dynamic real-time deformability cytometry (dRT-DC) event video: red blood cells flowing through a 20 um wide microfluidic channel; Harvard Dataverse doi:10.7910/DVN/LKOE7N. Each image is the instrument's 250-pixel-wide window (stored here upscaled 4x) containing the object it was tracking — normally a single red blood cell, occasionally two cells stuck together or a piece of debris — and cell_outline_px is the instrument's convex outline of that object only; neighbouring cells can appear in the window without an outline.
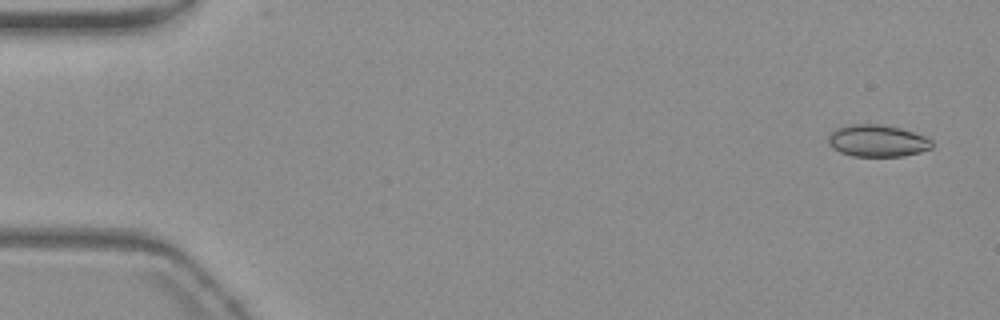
{"species": "common noctule bat (a hibernating species)", "species_latin": "Nyctalus noctula", "temperature_condition": "warm", "stored_images_in_passage": 9, "camera_frame_rate_fps": 3000, "um_per_image_px": 0.085, "animal": {"sex": "female", "body_mass_g": 19.3, "forearm_length_mm": 54.1}, "frame": {"image": 1, "passage_image": 3, "time_ms": 0.667, "image_size_px": [1000, 320], "cell_outline_px": [[932, 148], [920, 152], [904, 156], [852, 156], [840, 152], [832, 148], [828, 144], [828, 136], [836, 128], [848, 124], [880, 124], [900, 128], [924, 136], [932, 140]], "centroid_in_image_um": [74.55, 11.97], "position_along_channel_um": 10.4, "area_um2": 19.36}}